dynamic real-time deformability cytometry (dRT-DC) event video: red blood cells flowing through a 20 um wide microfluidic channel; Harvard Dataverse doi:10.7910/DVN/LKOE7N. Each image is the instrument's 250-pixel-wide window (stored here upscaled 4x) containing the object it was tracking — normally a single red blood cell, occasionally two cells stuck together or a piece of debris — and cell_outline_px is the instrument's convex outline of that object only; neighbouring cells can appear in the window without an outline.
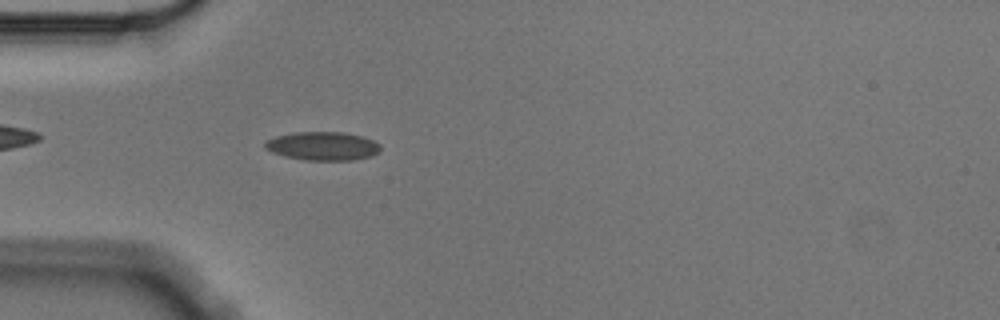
{"species": "Egyptian fruit bat (a non-hibernating species)", "species_latin": "Rousettus aegyptiacus", "temperature_condition": "cold", "stored_images_in_passage": 2, "camera_frame_rate_fps": 3000, "um_per_image_px": 0.085, "animal": {"sex": "male"}, "frame": {"image": 1, "passage_image": 2, "time_ms": 0.333, "image_size_px": [1000, 320], "cell_outline_px": [[380, 148], [372, 156], [352, 160], [304, 160], [284, 156], [272, 152], [264, 148], [264, 144], [268, 140], [276, 136], [296, 132], [344, 132], [364, 136], [380, 144]], "centroid_in_image_um": [27.43, 12.41], "position_along_channel_um": 57.6, "area_um2": 19.19}}